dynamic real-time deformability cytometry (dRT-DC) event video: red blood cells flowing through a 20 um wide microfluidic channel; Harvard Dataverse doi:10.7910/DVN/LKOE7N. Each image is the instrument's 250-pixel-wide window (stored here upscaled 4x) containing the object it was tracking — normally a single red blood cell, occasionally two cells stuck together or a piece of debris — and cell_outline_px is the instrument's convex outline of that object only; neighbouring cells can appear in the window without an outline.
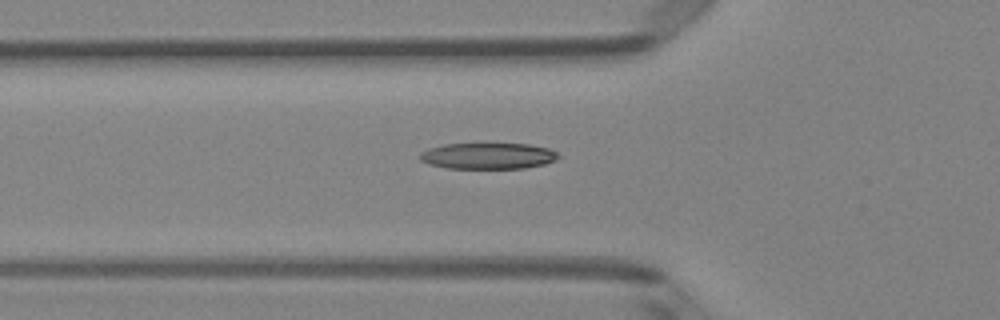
{"species": "Egyptian fruit bat (a non-hibernating species)", "species_latin": "Rousettus aegyptiacus", "temperature_condition": "room temperature", "stored_images_in_passage": 6, "camera_frame_rate_fps": 3000, "um_per_image_px": 0.085, "animal": {"sex": "female"}, "frame": {"image": 1, "passage_image": 6, "time_ms": 1.667, "image_size_px": [1000, 320], "cell_outline_px": [[560, 156], [556, 160], [544, 164], [524, 168], [444, 168], [428, 164], [420, 160], [420, 152], [428, 148], [444, 144], [480, 140], [528, 144], [548, 148], [556, 152]], "centroid_in_image_um": [41.44, 13.19], "position_along_channel_um": 84.4, "area_um2": 22.31}}